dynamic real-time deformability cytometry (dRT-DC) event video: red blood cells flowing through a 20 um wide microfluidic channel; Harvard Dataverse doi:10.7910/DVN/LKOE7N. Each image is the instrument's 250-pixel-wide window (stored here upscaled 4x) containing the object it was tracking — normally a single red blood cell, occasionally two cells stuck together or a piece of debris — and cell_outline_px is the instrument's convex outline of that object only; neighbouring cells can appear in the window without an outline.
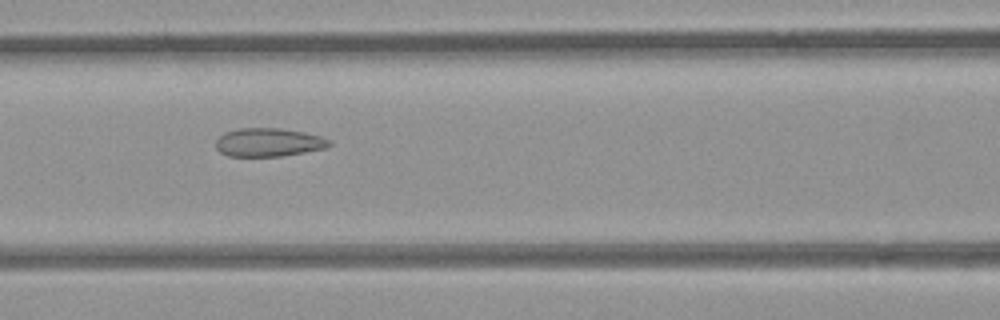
{"species": "common noctule bat (a hibernating species)", "species_latin": "Nyctalus noctula", "temperature_condition": "room temperature", "stored_images_in_passage": 36, "camera_frame_rate_fps": 3000, "um_per_image_px": 0.085, "animal": {"sex": "female", "body_mass_g": 21.9}, "frame": {"image": 1, "passage_image": 6, "time_ms": 1.667, "image_size_px": [1000, 320], "cell_outline_px": [[332, 144], [324, 148], [304, 152], [280, 156], [228, 156], [220, 152], [216, 148], [216, 140], [224, 132], [240, 128], [280, 128], [304, 132], [320, 136], [332, 140]], "centroid_in_image_um": [22.82, 12.09], "position_along_channel_um": 143.8, "area_um2": 18.79}}
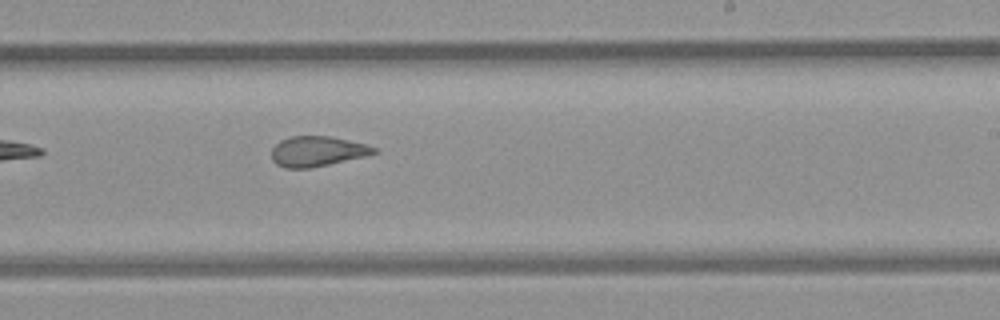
{"frame": {"image": 2, "passage_image": 15, "time_ms": 4.667, "image_size_px": [1000, 320], "cell_outline_px": [[380, 152], [364, 156], [312, 168], [284, 168], [276, 164], [272, 160], [272, 148], [280, 140], [292, 136], [332, 136], [368, 144], [376, 148]], "centroid_in_image_um": [26.98, 12.86], "position_along_channel_um": 262.0, "area_um2": 18.15}}
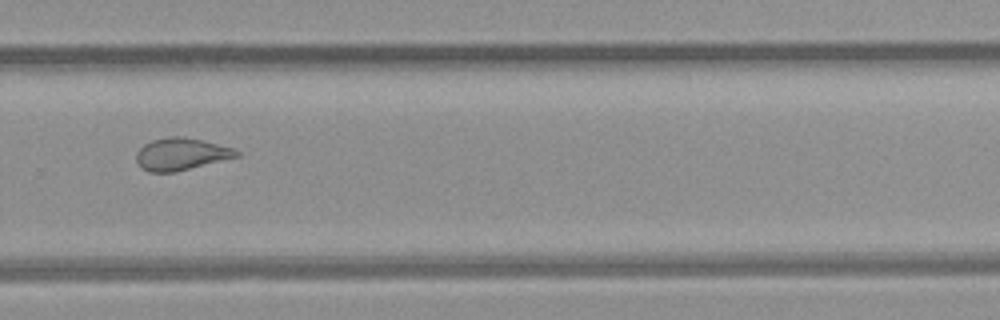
{"frame": {"image": 3, "passage_image": 19, "time_ms": 6.0, "image_size_px": [1000, 320], "cell_outline_px": [[240, 156], [176, 172], [148, 172], [140, 168], [136, 160], [136, 152], [144, 144], [152, 140], [168, 136], [184, 136], [204, 140], [232, 148], [240, 152]], "centroid_in_image_um": [15.37, 13.09], "position_along_channel_um": 314.4, "area_um2": 19.02}}